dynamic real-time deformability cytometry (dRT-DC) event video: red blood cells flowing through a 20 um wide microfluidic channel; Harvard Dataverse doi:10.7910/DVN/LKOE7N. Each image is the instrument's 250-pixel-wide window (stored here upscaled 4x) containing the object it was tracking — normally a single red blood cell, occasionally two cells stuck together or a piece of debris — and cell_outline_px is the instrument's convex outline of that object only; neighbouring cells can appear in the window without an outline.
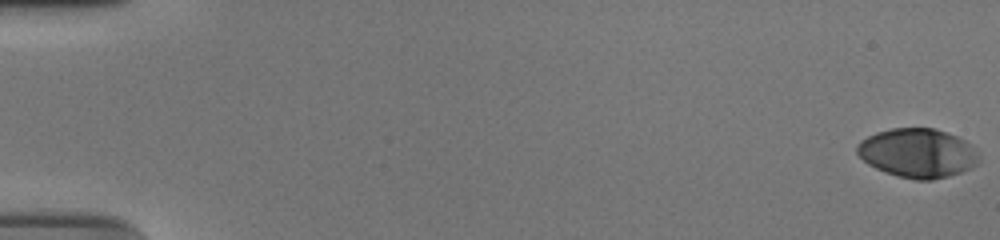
{"species": "human", "species_latin": "Homo sapiens", "temperature_condition": "cold", "stored_images_in_passage": 57, "camera_frame_rate_fps": 3000, "um_per_image_px": 0.085, "donor": {"sex": "male"}, "frame": {"image": 1, "passage_image": 1, "time_ms": 0.0, "image_size_px": [1000, 240], "cell_outline_px": [[980, 160], [972, 168], [948, 176], [932, 180], [916, 180], [896, 176], [884, 172], [868, 164], [856, 152], [856, 144], [860, 140], [876, 132], [892, 128], [936, 128], [948, 132], [964, 140], [980, 156]], "centroid_in_image_um": [77.98, 13.01], "position_along_channel_um": 7.0, "area_um2": 34.97}}
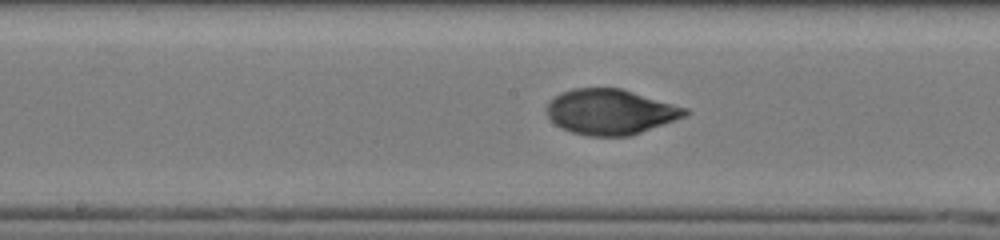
{"frame": {"image": 2, "passage_image": 31, "time_ms": 10.0, "image_size_px": [1000, 240], "cell_outline_px": [[692, 112], [676, 120], [632, 136], [588, 136], [572, 132], [560, 128], [548, 116], [544, 108], [560, 92], [572, 88], [620, 88], [688, 108]], "centroid_in_image_um": [51.9, 9.51], "position_along_channel_um": 196.3, "area_um2": 36.7}}
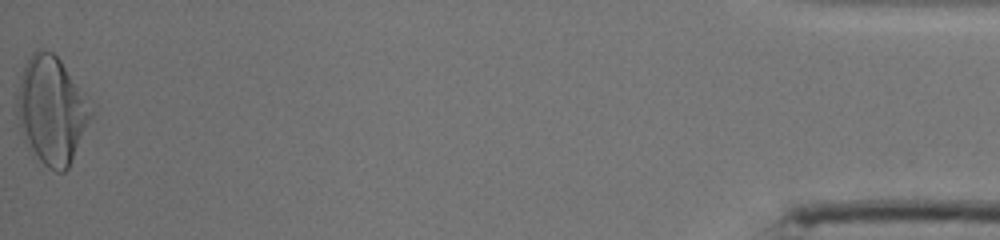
{"frame": {"image": 3, "passage_image": 57, "time_ms": 18.667, "image_size_px": [1000, 240], "cell_outline_px": [[92, 116], [68, 168], [64, 172], [56, 172], [48, 168], [32, 156], [28, 152], [16, 124], [16, 96], [20, 76], [24, 64], [32, 52], [36, 48], [44, 48], [52, 52], [60, 60], [92, 112]], "centroid_in_image_um": [4.27, 9.43], "position_along_channel_um": 430.9, "area_um2": 46.36}, "authors_computed_cell_mechanics": {"area_um2": 36.414, "velocity_mm_per_s": 3.7306, "shape_relaxation_time_tau1_ms": 5.4427, "shape_relaxation_time_tau2_ms": 1.19, "deformation_change_tau1": 0.2226, "deformation_change_tau2": 0.0431}}